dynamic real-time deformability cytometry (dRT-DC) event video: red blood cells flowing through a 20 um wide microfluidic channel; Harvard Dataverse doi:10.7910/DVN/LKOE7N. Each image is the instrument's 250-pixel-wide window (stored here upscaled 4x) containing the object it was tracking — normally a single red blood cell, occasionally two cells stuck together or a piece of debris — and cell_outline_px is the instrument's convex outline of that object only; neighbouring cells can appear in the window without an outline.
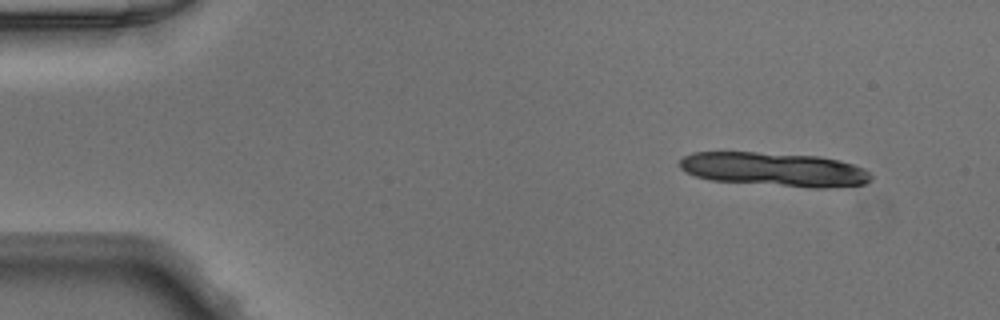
{"species": "Egyptian fruit bat (a non-hibernating species)", "species_latin": "Rousettus aegyptiacus", "temperature_condition": "warm", "stored_images_in_passage": 9, "camera_frame_rate_fps": 3000, "um_per_image_px": 0.085, "animal": {"sex": "male"}, "frame": {"image": 1, "passage_image": 1, "time_ms": 0.0, "image_size_px": [1000, 320], "cell_outline_px": [[872, 180], [864, 184], [824, 188], [812, 188], [712, 180], [696, 176], [680, 168], [680, 160], [684, 156], [692, 152], [756, 152], [820, 156], [852, 164], [864, 168], [872, 176]], "centroid_in_image_um": [65.83, 14.39], "position_along_channel_um": 19.2, "area_um2": 37.69}}